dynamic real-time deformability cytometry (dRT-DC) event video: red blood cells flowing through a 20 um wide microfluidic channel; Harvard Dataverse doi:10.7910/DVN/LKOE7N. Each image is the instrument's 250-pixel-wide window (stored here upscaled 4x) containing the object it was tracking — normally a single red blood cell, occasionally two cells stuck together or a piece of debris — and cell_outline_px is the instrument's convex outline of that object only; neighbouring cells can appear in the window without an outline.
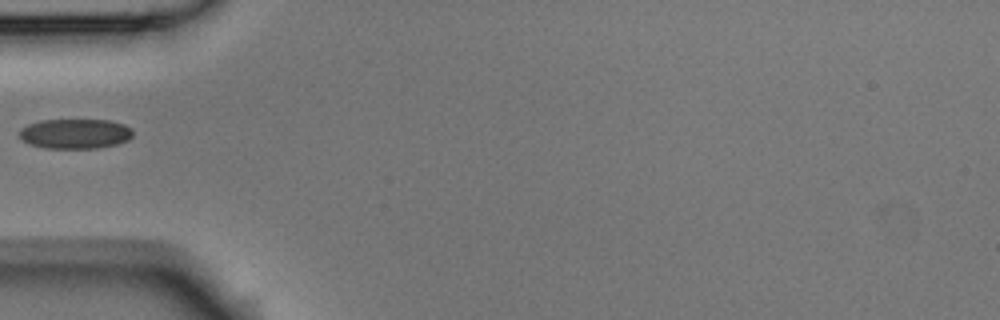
{"species": "Egyptian fruit bat (a non-hibernating species)", "species_latin": "Rousettus aegyptiacus", "temperature_condition": "room temperature", "stored_images_in_passage": 6, "camera_frame_rate_fps": 3000, "um_per_image_px": 0.085, "animal": {"sex": "male"}, "frame": {"image": 1, "passage_image": 5, "time_ms": 1.333, "image_size_px": [1000, 320], "cell_outline_px": [[132, 136], [128, 140], [116, 144], [96, 148], [44, 148], [28, 144], [20, 140], [20, 128], [28, 124], [40, 120], [108, 120], [124, 124], [132, 128]], "centroid_in_image_um": [6.36, 11.36], "position_along_channel_um": 78.6, "area_um2": 19.88}}
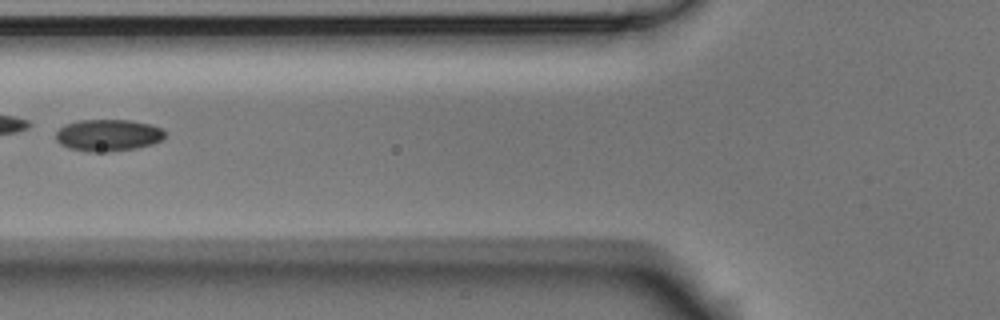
{"frame": {"image": 2, "passage_image": 6, "time_ms": 1.667, "image_size_px": [1000, 320], "cell_outline_px": [[164, 140], [152, 144], [136, 148], [108, 152], [88, 152], [68, 148], [60, 144], [56, 140], [56, 132], [64, 124], [80, 120], [132, 120], [152, 124], [164, 128]], "centroid_in_image_um": [9.21, 11.49], "position_along_channel_um": 116.6, "area_um2": 20.58}}